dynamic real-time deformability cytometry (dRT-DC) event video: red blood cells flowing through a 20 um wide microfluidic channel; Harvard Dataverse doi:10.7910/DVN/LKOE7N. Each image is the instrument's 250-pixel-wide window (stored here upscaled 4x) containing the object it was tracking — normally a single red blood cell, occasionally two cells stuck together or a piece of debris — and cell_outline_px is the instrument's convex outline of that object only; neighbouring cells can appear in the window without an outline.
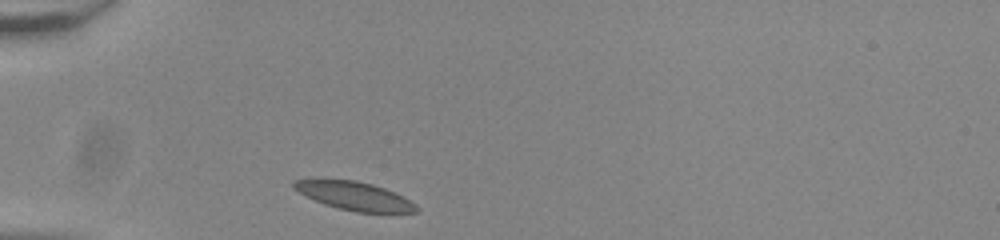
{"species": "common noctule bat (a hibernating species)", "species_latin": "Nyctalus noctula", "temperature_condition": "room temperature", "stored_images_in_passage": 30, "camera_frame_rate_fps": 3000, "um_per_image_px": 0.085, "animal": {"sex": "male", "body_mass_g": 20.0, "forearm_length_mm": 53.3}, "frame": {"image": 1, "passage_image": 1, "time_ms": 0.0, "image_size_px": [1000, 240], "cell_outline_px": [[420, 212], [356, 212], [336, 208], [324, 204], [292, 188], [292, 180], [356, 180], [372, 184], [384, 188], [416, 204], [420, 208]], "centroid_in_image_um": [30.14, 16.67], "position_along_channel_um": 54.9, "area_um2": 19.88}}
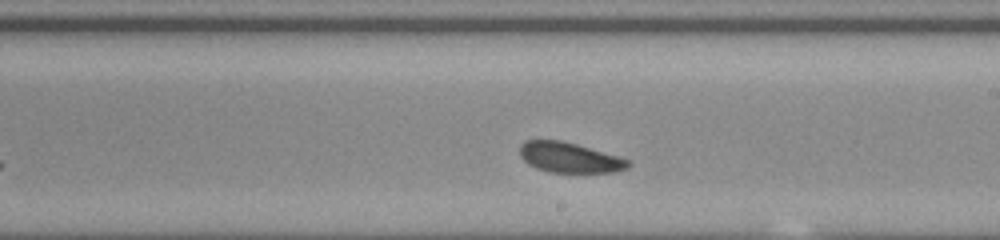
{"frame": {"image": 2, "passage_image": 17, "time_ms": 5.333, "image_size_px": [1000, 240], "cell_outline_px": [[632, 164], [628, 168], [616, 172], [548, 172], [536, 168], [528, 164], [520, 156], [520, 144], [524, 140], [560, 140], [576, 144], [620, 156], [632, 160]], "centroid_in_image_um": [48.44, 13.39], "position_along_channel_um": 240.6, "area_um2": 19.31}}
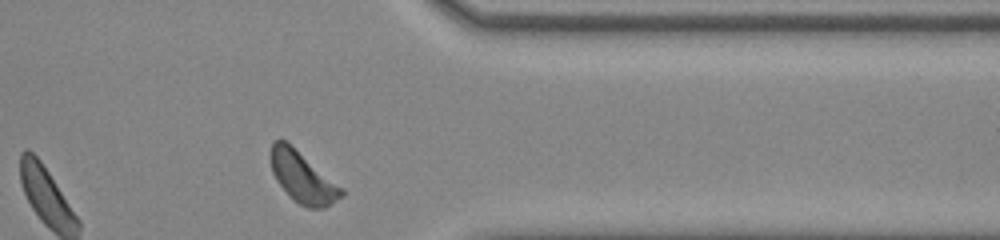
{"frame": {"image": 3, "passage_image": 29, "time_ms": 9.333, "image_size_px": [1000, 240], "cell_outline_px": [[344, 196], [324, 208], [308, 208], [300, 204], [276, 180], [272, 172], [268, 156], [272, 140], [284, 140], [344, 188]], "centroid_in_image_um": [25.72, 15.05], "position_along_channel_um": 385.7, "area_um2": 20.75}, "authors_computed_cell_mechanics": {"area_um2": 19.652, "velocity_mm_per_s": 3.7955, "shape_relaxation_time_tau1_ms": 4.6803, "shape_relaxation_time_tau2_ms": 4.348, "deformation_change_tau1": 0.0789, "deformation_change_tau2": 0.1051}}